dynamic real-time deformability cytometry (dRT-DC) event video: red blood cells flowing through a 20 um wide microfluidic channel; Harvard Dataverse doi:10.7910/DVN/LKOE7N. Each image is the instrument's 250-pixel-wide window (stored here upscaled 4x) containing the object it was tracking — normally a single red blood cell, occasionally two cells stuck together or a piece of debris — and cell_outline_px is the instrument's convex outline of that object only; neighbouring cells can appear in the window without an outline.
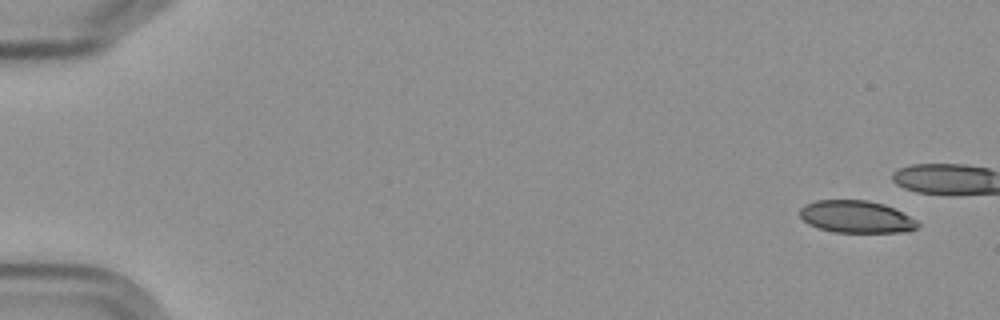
{"species": "Egyptian fruit bat (a non-hibernating species)", "species_latin": "Rousettus aegyptiacus", "temperature_condition": "cold", "stored_images_in_passage": 7, "camera_frame_rate_fps": 3000, "um_per_image_px": 0.085, "frame": {"image": 1, "passage_image": 1, "time_ms": 0.0, "image_size_px": [1000, 320], "cell_outline_px": [[920, 224], [916, 228], [908, 232], [836, 232], [820, 228], [808, 224], [800, 216], [800, 208], [804, 204], [816, 200], [868, 200], [884, 204], [916, 220]], "centroid_in_image_um": [72.76, 18.42], "position_along_channel_um": 12.2, "area_um2": 22.02}}
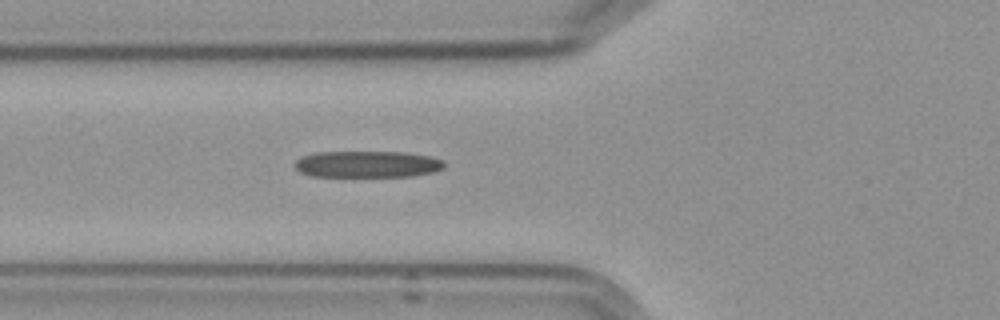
{"frame": {"image": 2, "passage_image": 7, "time_ms": 7.667, "image_size_px": [1000, 320], "cell_outline_px": [[444, 168], [432, 172], [412, 176], [308, 176], [300, 172], [292, 164], [300, 156], [316, 152], [404, 152], [432, 156], [444, 160]], "centroid_in_image_um": [31.2, 13.95], "position_along_channel_um": 94.6, "area_um2": 23.35}}